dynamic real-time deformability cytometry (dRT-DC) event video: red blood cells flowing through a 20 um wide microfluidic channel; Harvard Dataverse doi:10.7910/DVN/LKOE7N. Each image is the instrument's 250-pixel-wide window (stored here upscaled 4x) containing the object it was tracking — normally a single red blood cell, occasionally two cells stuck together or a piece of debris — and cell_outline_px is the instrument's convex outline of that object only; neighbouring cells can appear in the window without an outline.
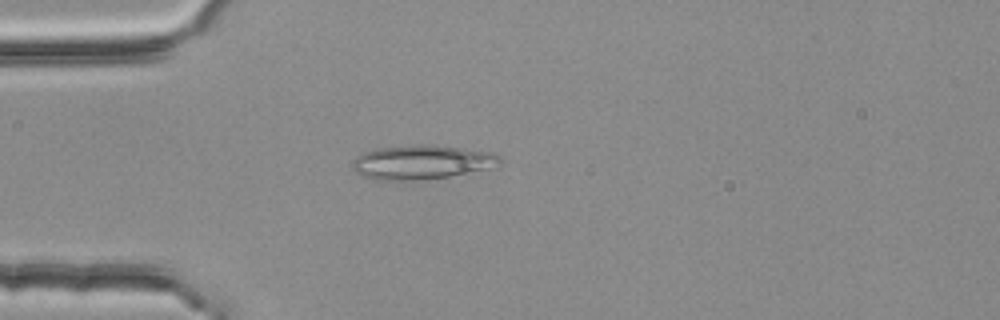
{"species": "common noctule bat (a hibernating species)", "species_latin": "Nyctalus noctula", "temperature_condition": "room temperature", "stored_images_in_passage": 4, "camera_frame_rate_fps": 3000, "um_per_image_px": 0.085, "animal": {"sex": "female", "body_mass_g": 25.1}, "frame": {"image": 1, "passage_image": 4, "time_ms": 1.0, "image_size_px": [1000, 320], "cell_outline_px": [[500, 168], [448, 176], [420, 180], [380, 180], [364, 176], [356, 172], [352, 168], [352, 160], [356, 156], [364, 152], [376, 148], [420, 144], [428, 144], [464, 148], [492, 152], [500, 156]], "centroid_in_image_um": [35.91, 13.78], "position_along_channel_um": 49.1, "area_um2": 29.77}}